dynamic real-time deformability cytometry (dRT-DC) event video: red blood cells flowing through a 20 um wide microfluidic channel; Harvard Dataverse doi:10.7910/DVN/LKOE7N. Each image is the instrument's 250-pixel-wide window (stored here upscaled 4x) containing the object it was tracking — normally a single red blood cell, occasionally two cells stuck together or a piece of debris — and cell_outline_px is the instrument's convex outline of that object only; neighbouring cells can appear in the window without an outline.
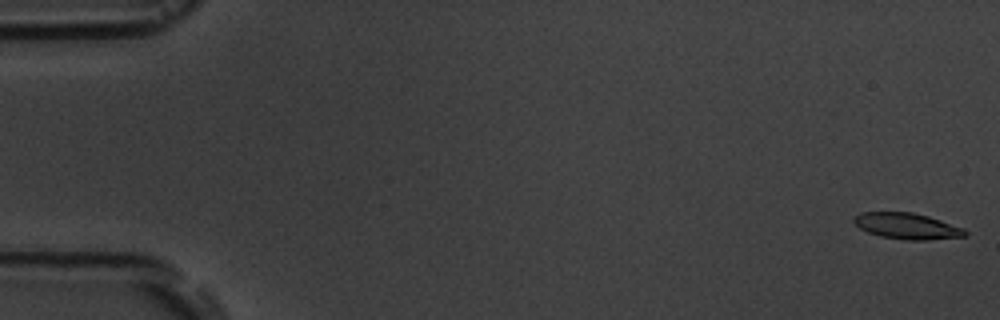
{"species": "common noctule bat (a hibernating species)", "species_latin": "Nyctalus noctula", "temperature_condition": "room temperature", "stored_images_in_passage": 6, "segment_of_instrument_passage": [2, 2], "camera_frame_rate_fps": 3000, "um_per_image_px": 0.085, "animal": {"sex": "male", "body_mass_g": 19.5, "forearm_length_mm": 54.6}, "frame": {"image": 1, "passage_image": 6, "time_ms": 6.0, "image_size_px": [1000, 320], "cell_outline_px": [[968, 236], [928, 240], [908, 240], [880, 236], [868, 232], [860, 228], [852, 220], [852, 216], [860, 212], [912, 212], [928, 216], [964, 228], [968, 232]], "centroid_in_image_um": [77.1, 19.21], "position_along_channel_um": 7.9, "area_um2": 16.99}}